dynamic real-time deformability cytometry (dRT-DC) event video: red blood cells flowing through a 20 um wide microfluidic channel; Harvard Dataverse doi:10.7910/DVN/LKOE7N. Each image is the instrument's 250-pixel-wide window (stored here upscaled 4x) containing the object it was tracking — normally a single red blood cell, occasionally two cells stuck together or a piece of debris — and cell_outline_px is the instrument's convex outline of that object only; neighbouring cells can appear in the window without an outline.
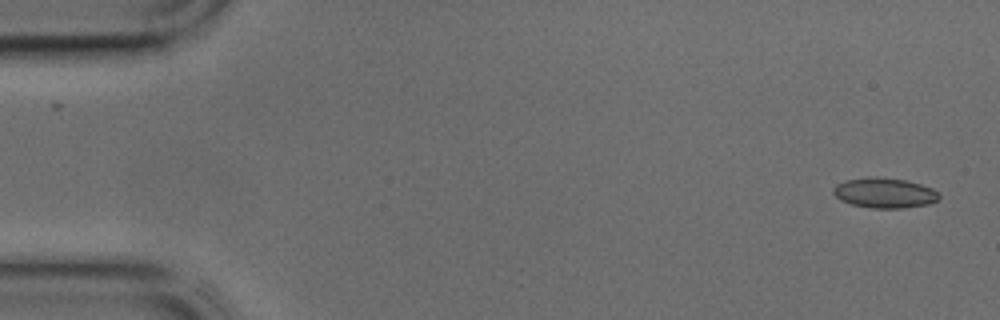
{"species": "common noctule bat (a hibernating species)", "species_latin": "Nyctalus noctula", "temperature_condition": "cold", "stored_images_in_passage": 42, "camera_frame_rate_fps": 3000, "um_per_image_px": 0.085, "animal": {"sex": "male", "body_mass_g": 17.9, "forearm_length_mm": 54.2}, "frame": {"image": 1, "passage_image": 1, "time_ms": 0.0, "image_size_px": [1000, 320], "cell_outline_px": [[940, 196], [936, 200], [928, 204], [904, 208], [872, 208], [852, 204], [840, 200], [832, 192], [832, 188], [836, 184], [844, 180], [868, 176], [876, 176], [904, 180], [920, 184], [932, 188]], "centroid_in_image_um": [75.13, 16.38], "position_along_channel_um": 9.9, "area_um2": 18.61}}
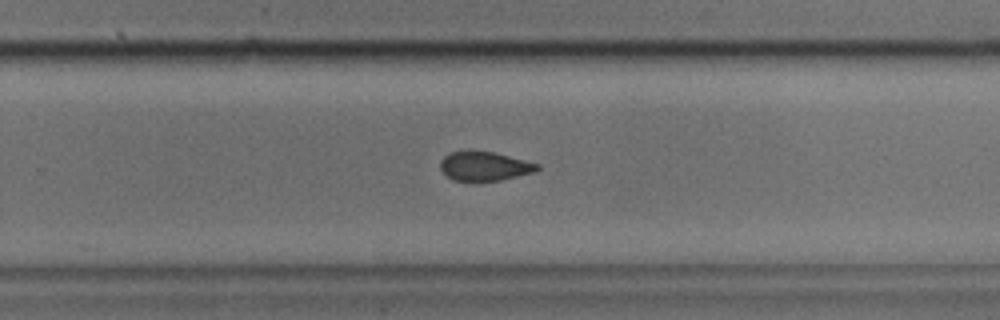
{"frame": {"image": 2, "passage_image": 27, "time_ms": 8.667, "image_size_px": [1000, 320], "cell_outline_px": [[540, 168], [532, 172], [500, 180], [452, 180], [440, 168], [440, 160], [444, 156], [452, 152], [468, 148], [492, 152], [540, 164]], "centroid_in_image_um": [41.13, 14.08], "position_along_channel_um": 288.7, "area_um2": 16.42}}
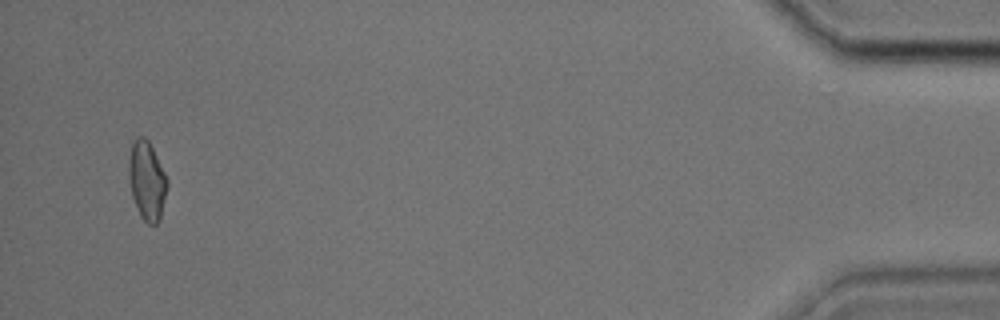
{"frame": {"image": 3, "passage_image": 41, "time_ms": 13.333, "image_size_px": [1000, 320], "cell_outline_px": [[168, 188], [160, 220], [156, 224], [148, 224], [140, 216], [132, 196], [128, 176], [128, 160], [132, 140], [136, 136], [144, 136], [148, 140], [168, 180]], "centroid_in_image_um": [12.48, 15.35], "position_along_channel_um": 422.7, "area_um2": 17.86}}